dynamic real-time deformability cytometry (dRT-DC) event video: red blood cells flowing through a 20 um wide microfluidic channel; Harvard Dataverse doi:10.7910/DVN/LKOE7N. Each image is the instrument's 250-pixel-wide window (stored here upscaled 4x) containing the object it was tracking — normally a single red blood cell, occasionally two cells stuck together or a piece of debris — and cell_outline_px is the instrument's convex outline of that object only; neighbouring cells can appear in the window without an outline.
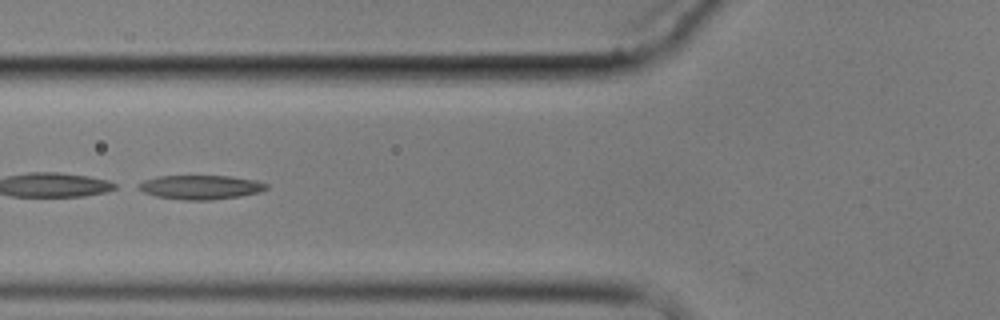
{"species": "common noctule bat (a hibernating species)", "species_latin": "Nyctalus noctula", "temperature_condition": "cold", "stored_images_in_passage": 7, "camera_frame_rate_fps": 3000, "um_per_image_px": 0.085, "animal": {"sex": "male", "body_mass_g": 17.9}, "frame": {"image": 1, "passage_image": 6, "time_ms": 6.333, "image_size_px": [1000, 320], "cell_outline_px": [[268, 188], [260, 192], [240, 196], [212, 200], [184, 200], [156, 196], [144, 192], [136, 188], [136, 184], [144, 180], [156, 176], [232, 176], [256, 180], [268, 184]], "centroid_in_image_um": [17.04, 15.91], "position_along_channel_um": 108.8, "area_um2": 18.15}}